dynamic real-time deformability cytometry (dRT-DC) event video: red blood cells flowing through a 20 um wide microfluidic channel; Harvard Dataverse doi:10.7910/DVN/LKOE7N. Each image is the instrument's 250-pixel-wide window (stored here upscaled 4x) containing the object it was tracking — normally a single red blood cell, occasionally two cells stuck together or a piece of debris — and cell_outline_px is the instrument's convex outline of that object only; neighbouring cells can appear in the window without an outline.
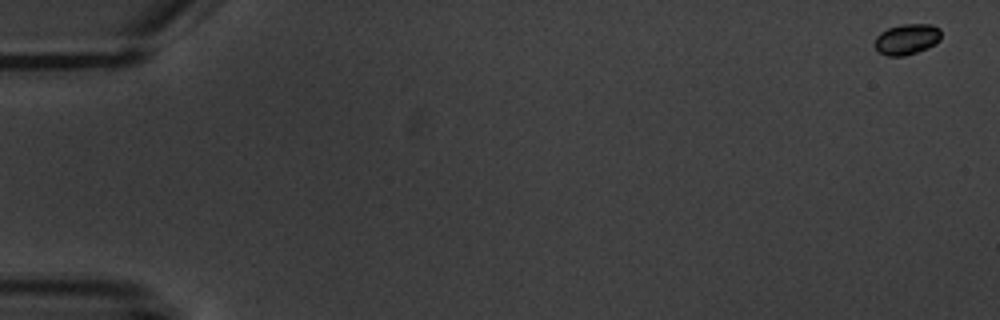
{"species": "common noctule bat (a hibernating species)", "species_latin": "Nyctalus noctula", "temperature_condition": "warm", "stored_images_in_passage": 5, "camera_frame_rate_fps": 3000, "um_per_image_px": 0.085, "animal": {"sex": "male", "body_mass_g": 20.1, "forearm_length_mm": 53.5}, "frame": {"image": 1, "passage_image": 1, "time_ms": 0.0, "image_size_px": [1000, 320], "cell_outline_px": [[940, 40], [928, 48], [904, 56], [888, 56], [880, 52], [876, 48], [876, 36], [880, 32], [888, 28], [900, 24], [932, 24], [940, 28]], "centroid_in_image_um": [77.1, 3.32], "position_along_channel_um": 7.9, "area_um2": 11.85}}